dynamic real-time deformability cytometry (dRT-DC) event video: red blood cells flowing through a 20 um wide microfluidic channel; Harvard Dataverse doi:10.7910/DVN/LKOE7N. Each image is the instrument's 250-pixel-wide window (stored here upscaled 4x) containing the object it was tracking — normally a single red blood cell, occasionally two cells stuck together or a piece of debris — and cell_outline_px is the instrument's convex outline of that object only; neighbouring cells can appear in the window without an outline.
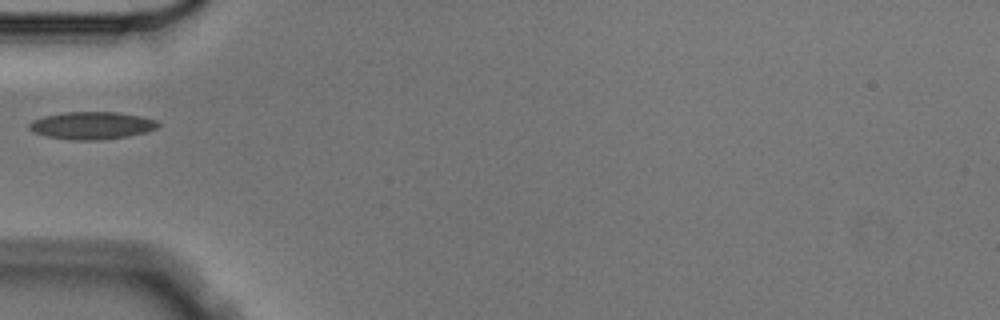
{"species": "Egyptian fruit bat (a non-hibernating species)", "species_latin": "Rousettus aegyptiacus", "temperature_condition": "cold", "stored_images_in_passage": 3, "camera_frame_rate_fps": 3000, "um_per_image_px": 0.085, "animal": {"sex": "male"}, "frame": {"image": 1, "passage_image": 3, "time_ms": 0.667, "image_size_px": [1000, 320], "cell_outline_px": [[160, 124], [156, 128], [144, 132], [128, 136], [100, 140], [72, 140], [48, 136], [36, 132], [28, 128], [28, 124], [32, 120], [44, 116], [64, 112], [116, 112], [140, 116], [156, 120]], "centroid_in_image_um": [7.79, 10.66], "position_along_channel_um": 77.2, "area_um2": 20.46}}